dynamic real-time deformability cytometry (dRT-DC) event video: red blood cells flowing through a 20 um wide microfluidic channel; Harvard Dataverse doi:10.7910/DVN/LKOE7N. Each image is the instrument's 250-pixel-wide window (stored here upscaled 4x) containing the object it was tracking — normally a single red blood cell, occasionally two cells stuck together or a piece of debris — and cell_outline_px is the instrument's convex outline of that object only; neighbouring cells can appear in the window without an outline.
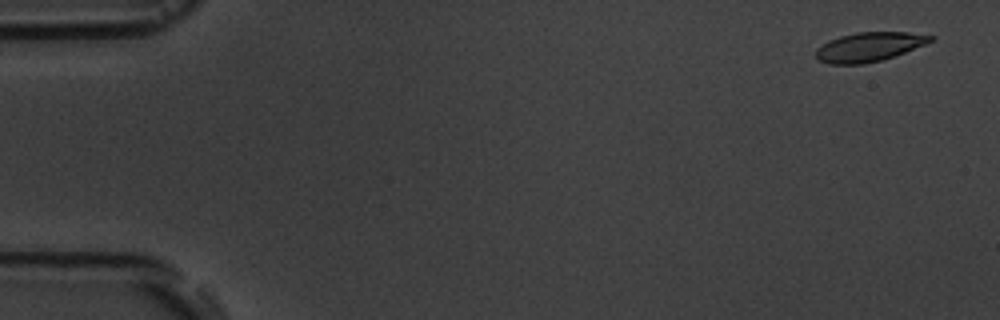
{"species": "common noctule bat (a hibernating species)", "species_latin": "Nyctalus noctula", "temperature_condition": "room temperature", "stored_images_in_passage": 5, "camera_frame_rate_fps": 3000, "um_per_image_px": 0.085, "animal": {"sex": "male", "body_mass_g": 19.5, "forearm_length_mm": 54.6}, "frame": {"image": 1, "passage_image": 1, "time_ms": 0.0, "image_size_px": [1000, 320], "cell_outline_px": [[936, 40], [904, 52], [880, 60], [864, 64], [828, 64], [820, 60], [816, 56], [816, 48], [828, 40], [840, 36], [856, 32], [908, 32], [936, 36]], "centroid_in_image_um": [73.88, 3.97], "position_along_channel_um": 11.1, "area_um2": 19.48}}
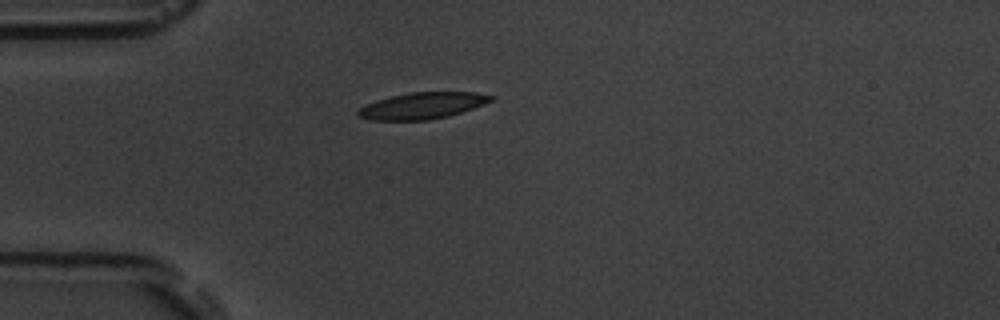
{"frame": {"image": 2, "passage_image": 5, "time_ms": 4.333, "image_size_px": [1000, 320], "cell_outline_px": [[496, 100], [448, 116], [428, 120], [368, 120], [356, 116], [356, 112], [360, 108], [376, 100], [408, 92], [476, 92], [496, 96]], "centroid_in_image_um": [35.91, 8.98], "position_along_channel_um": 49.1, "area_um2": 20.58}}